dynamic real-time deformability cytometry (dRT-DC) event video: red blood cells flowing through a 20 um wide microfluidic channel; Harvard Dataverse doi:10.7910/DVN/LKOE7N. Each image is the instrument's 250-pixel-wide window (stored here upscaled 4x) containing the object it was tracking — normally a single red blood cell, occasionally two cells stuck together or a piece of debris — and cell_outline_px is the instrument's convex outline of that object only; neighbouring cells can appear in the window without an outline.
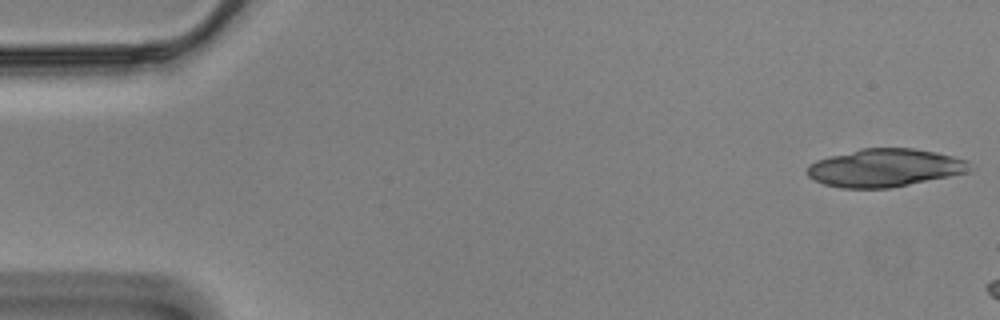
{"species": "Egyptian fruit bat (a non-hibernating species)", "species_latin": "Rousettus aegyptiacus", "temperature_condition": "cold", "stored_images_in_passage": 7, "camera_frame_rate_fps": 3000, "um_per_image_px": 0.085, "animal": {"sex": "male"}, "frame": {"image": 1, "passage_image": 1, "time_ms": 0.0, "image_size_px": [1000, 320], "cell_outline_px": [[976, 168], [972, 172], [892, 188], [840, 188], [824, 184], [808, 176], [808, 164], [816, 160], [828, 156], [860, 148], [912, 148], [936, 152], [968, 160]], "centroid_in_image_um": [75.28, 14.26], "position_along_channel_um": 9.7, "area_um2": 36.53}}